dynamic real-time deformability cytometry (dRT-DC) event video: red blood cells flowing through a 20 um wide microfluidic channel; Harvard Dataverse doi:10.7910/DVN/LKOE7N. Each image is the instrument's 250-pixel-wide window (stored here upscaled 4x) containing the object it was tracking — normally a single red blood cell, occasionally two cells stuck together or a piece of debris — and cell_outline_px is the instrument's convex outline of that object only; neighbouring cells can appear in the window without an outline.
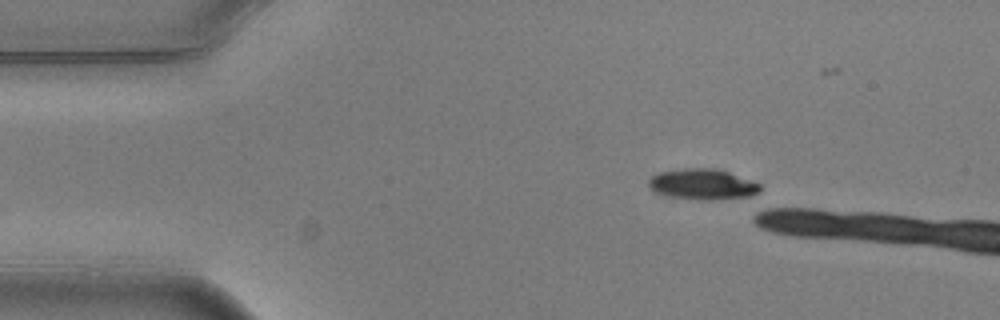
{"species": "common noctule bat (a hibernating species)", "species_latin": "Nyctalus noctula", "temperature_condition": "warm", "stored_images_in_passage": 2, "camera_frame_rate_fps": 3000, "um_per_image_px": 0.085, "animal": {"sex": "male", "body_mass_g": 20.5, "forearm_length_mm": 52.5}, "frame": {"image": 1, "passage_image": 2, "time_ms": 0.333, "image_size_px": [1000, 320], "cell_outline_px": [[760, 192], [748, 196], [712, 200], [704, 200], [668, 196], [656, 192], [648, 188], [648, 180], [652, 176], [660, 172], [680, 168], [716, 168], [728, 172], [760, 184]], "centroid_in_image_um": [59.68, 15.65], "position_along_channel_um": 25.3, "area_um2": 19.83}}